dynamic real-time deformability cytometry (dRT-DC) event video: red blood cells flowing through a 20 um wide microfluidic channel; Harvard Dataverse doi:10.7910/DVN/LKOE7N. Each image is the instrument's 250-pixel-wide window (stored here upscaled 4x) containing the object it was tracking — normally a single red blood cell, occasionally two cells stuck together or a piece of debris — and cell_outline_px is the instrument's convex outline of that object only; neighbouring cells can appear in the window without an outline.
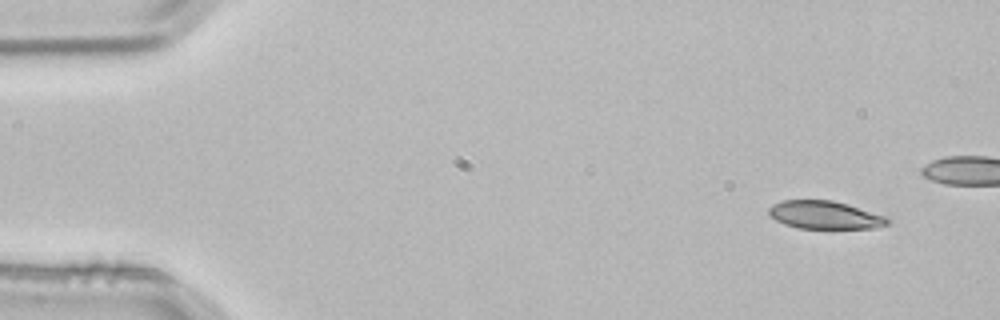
{"species": "common noctule bat (a hibernating species)", "species_latin": "Nyctalus noctula", "temperature_condition": "room temperature", "stored_images_in_passage": 4, "camera_frame_rate_fps": 3000, "um_per_image_px": 0.085, "animal": {"sex": "male", "body_mass_g": 21.5, "forearm_length_mm": 52.0}, "frame": {"image": 1, "passage_image": 1, "time_ms": 0.0, "image_size_px": [1000, 320], "cell_outline_px": [[892, 224], [876, 228], [800, 228], [784, 224], [768, 216], [768, 208], [772, 204], [784, 200], [832, 200], [848, 204], [888, 216], [892, 220]], "centroid_in_image_um": [70.17, 18.27], "position_along_channel_um": 14.8, "area_um2": 19.71}}
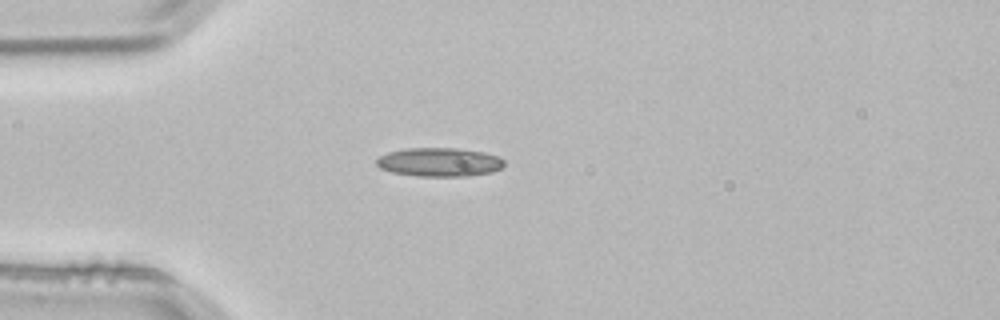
{"frame": {"image": 2, "passage_image": 4, "time_ms": 1.0, "image_size_px": [1000, 320], "cell_outline_px": [[504, 164], [500, 168], [492, 172], [468, 176], [416, 176], [392, 172], [380, 168], [376, 164], [376, 160], [380, 156], [388, 152], [408, 148], [456, 148], [484, 152], [500, 156], [504, 160]], "centroid_in_image_um": [37.36, 13.78], "position_along_channel_um": 47.6, "area_um2": 21.44}}